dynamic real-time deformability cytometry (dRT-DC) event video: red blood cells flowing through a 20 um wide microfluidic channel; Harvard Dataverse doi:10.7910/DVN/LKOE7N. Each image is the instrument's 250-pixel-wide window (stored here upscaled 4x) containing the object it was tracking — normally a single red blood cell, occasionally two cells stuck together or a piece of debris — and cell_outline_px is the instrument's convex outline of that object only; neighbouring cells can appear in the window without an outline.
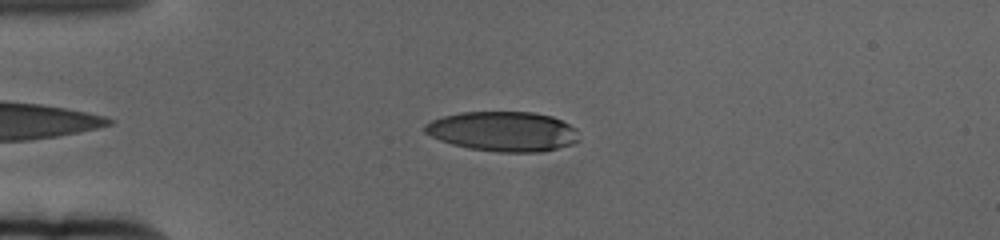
{"species": "human", "species_latin": "Homo sapiens", "temperature_condition": "cold", "stored_images_in_passage": 47, "camera_frame_rate_fps": 3000, "um_per_image_px": 0.085, "donor": {"sex": "female"}, "frame": {"image": 1, "passage_image": 7, "time_ms": 2.0, "image_size_px": [1000, 240], "cell_outline_px": [[580, 140], [572, 144], [540, 152], [500, 152], [468, 148], [452, 144], [440, 140], [424, 132], [424, 124], [432, 120], [444, 116], [460, 112], [532, 112], [552, 116], [576, 128]], "centroid_in_image_um": [42.76, 11.17], "position_along_channel_um": 42.2, "area_um2": 35.72}}
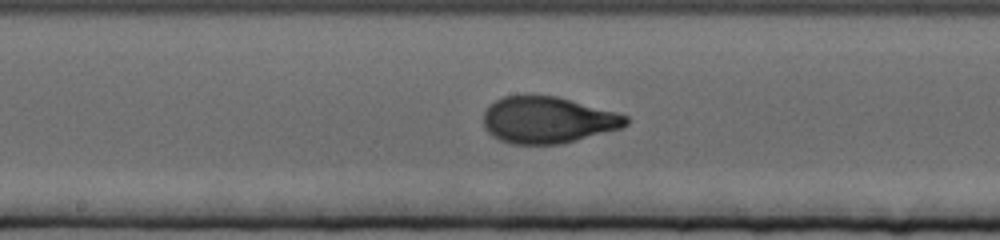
{"frame": {"image": 2, "passage_image": 24, "time_ms": 7.667, "image_size_px": [1000, 240], "cell_outline_px": [[628, 124], [620, 128], [560, 144], [512, 144], [500, 140], [492, 136], [484, 128], [484, 112], [496, 100], [504, 96], [528, 92], [556, 96], [616, 112], [628, 116]], "centroid_in_image_um": [46.51, 10.16], "position_along_channel_um": 201.7, "area_um2": 38.96}}
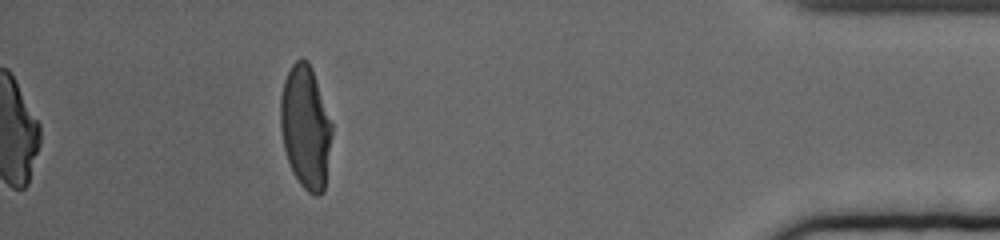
{"frame": {"image": 3, "passage_image": 47, "time_ms": 15.333, "image_size_px": [1000, 240], "cell_outline_px": [[332, 132], [324, 192], [320, 196], [316, 196], [308, 192], [300, 184], [292, 172], [284, 148], [280, 128], [280, 96], [284, 80], [292, 64], [300, 56], [308, 60], [312, 68], [332, 124]], "centroid_in_image_um": [25.96, 10.8], "position_along_channel_um": 409.2, "area_um2": 36.99}, "authors_computed_cell_mechanics": {"area_um2": 37.859, "velocity_mm_per_s": 3.3358, "shape_relaxation_time_tau1_ms": 4.3432, "shape_relaxation_time_tau2_ms": null, "deformation_change_tau1": 0.2044, "deformation_change_tau2": null}}